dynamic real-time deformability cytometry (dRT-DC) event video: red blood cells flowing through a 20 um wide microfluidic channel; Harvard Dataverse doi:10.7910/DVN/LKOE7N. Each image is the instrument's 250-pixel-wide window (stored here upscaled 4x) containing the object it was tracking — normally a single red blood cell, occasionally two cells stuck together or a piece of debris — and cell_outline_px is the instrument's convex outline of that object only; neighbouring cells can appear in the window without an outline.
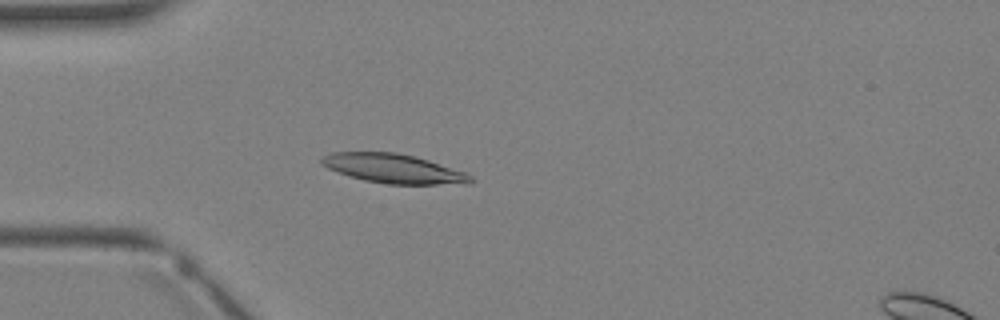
{"species": "Egyptian fruit bat (a non-hibernating species)", "species_latin": "Rousettus aegyptiacus", "temperature_condition": "warm", "stored_images_in_passage": 4, "camera_frame_rate_fps": 3000, "um_per_image_px": 0.085, "animal": {"sex": "female"}, "frame": {"image": 1, "passage_image": 4, "time_ms": 3.333, "image_size_px": [1000, 320], "cell_outline_px": [[476, 180], [468, 184], [388, 184], [364, 180], [328, 168], [320, 164], [320, 160], [324, 156], [332, 152], [396, 152], [428, 160], [464, 172], [472, 176]], "centroid_in_image_um": [33.47, 14.33], "position_along_channel_um": 51.5, "area_um2": 25.09}}